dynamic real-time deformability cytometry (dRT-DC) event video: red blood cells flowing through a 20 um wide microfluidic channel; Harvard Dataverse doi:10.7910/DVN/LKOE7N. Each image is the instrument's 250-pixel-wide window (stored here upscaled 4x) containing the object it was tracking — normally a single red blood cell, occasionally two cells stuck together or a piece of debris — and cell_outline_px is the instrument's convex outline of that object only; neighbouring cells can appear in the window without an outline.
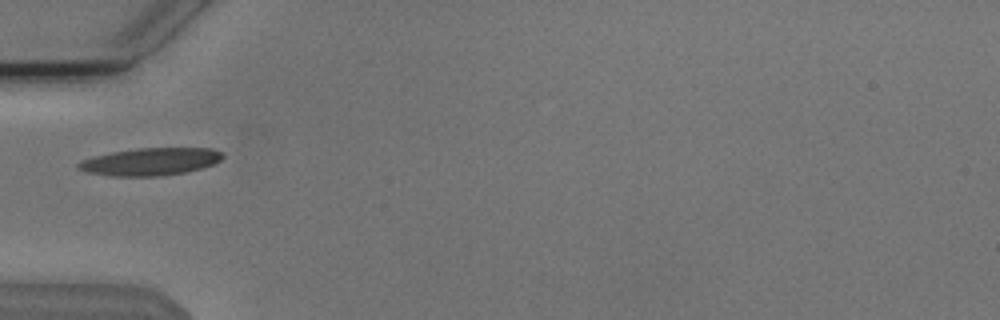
{"species": "Egyptian fruit bat (a non-hibernating species)", "species_latin": "Rousettus aegyptiacus", "temperature_condition": "cold", "stored_images_in_passage": 1, "camera_frame_rate_fps": 3000, "um_per_image_px": 0.085, "animal": {"sex": "male"}, "frame": {"image": 1, "passage_image": 1, "time_ms": 0.0, "image_size_px": [1000, 320], "cell_outline_px": [[224, 156], [220, 160], [212, 164], [200, 168], [184, 172], [160, 176], [108, 176], [88, 172], [76, 168], [76, 164], [80, 160], [92, 156], [112, 152], [136, 148], [212, 148], [224, 152]], "centroid_in_image_um": [12.75, 13.73], "position_along_channel_um": 72.3, "area_um2": 23.24}}